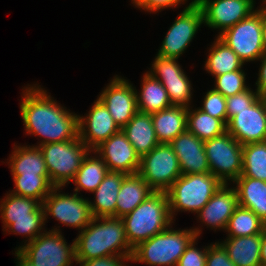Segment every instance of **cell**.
<instances>
[{"label": "cell", "mask_w": 266, "mask_h": 266, "mask_svg": "<svg viewBox=\"0 0 266 266\" xmlns=\"http://www.w3.org/2000/svg\"><path fill=\"white\" fill-rule=\"evenodd\" d=\"M44 89L38 84H28L22 90L20 115L24 130L27 135L42 139L34 146L77 138L79 136V115L57 103Z\"/></svg>", "instance_id": "6da1fadb"}, {"label": "cell", "mask_w": 266, "mask_h": 266, "mask_svg": "<svg viewBox=\"0 0 266 266\" xmlns=\"http://www.w3.org/2000/svg\"><path fill=\"white\" fill-rule=\"evenodd\" d=\"M75 241L76 261L104 256H132L124 228L118 217H93L90 224L78 232Z\"/></svg>", "instance_id": "7a4b0ae2"}, {"label": "cell", "mask_w": 266, "mask_h": 266, "mask_svg": "<svg viewBox=\"0 0 266 266\" xmlns=\"http://www.w3.org/2000/svg\"><path fill=\"white\" fill-rule=\"evenodd\" d=\"M201 233L200 227L174 230L171 224L161 233L135 247L132 262L145 263L149 266H177L186 248Z\"/></svg>", "instance_id": "3957f363"}, {"label": "cell", "mask_w": 266, "mask_h": 266, "mask_svg": "<svg viewBox=\"0 0 266 266\" xmlns=\"http://www.w3.org/2000/svg\"><path fill=\"white\" fill-rule=\"evenodd\" d=\"M121 219L124 222L127 240L133 249L174 224L166 192L152 193Z\"/></svg>", "instance_id": "277c9868"}, {"label": "cell", "mask_w": 266, "mask_h": 266, "mask_svg": "<svg viewBox=\"0 0 266 266\" xmlns=\"http://www.w3.org/2000/svg\"><path fill=\"white\" fill-rule=\"evenodd\" d=\"M1 199L0 213L3 230L14 235H22L26 245L45 230V216L42 204L30 197L7 192Z\"/></svg>", "instance_id": "5b68a950"}, {"label": "cell", "mask_w": 266, "mask_h": 266, "mask_svg": "<svg viewBox=\"0 0 266 266\" xmlns=\"http://www.w3.org/2000/svg\"><path fill=\"white\" fill-rule=\"evenodd\" d=\"M221 185L222 182L210 172L182 174L166 191L173 221L179 211L197 214Z\"/></svg>", "instance_id": "8992f818"}, {"label": "cell", "mask_w": 266, "mask_h": 266, "mask_svg": "<svg viewBox=\"0 0 266 266\" xmlns=\"http://www.w3.org/2000/svg\"><path fill=\"white\" fill-rule=\"evenodd\" d=\"M46 164L50 183L54 187H66L75 177L83 159L91 151L77 138L39 145Z\"/></svg>", "instance_id": "52a82bcc"}, {"label": "cell", "mask_w": 266, "mask_h": 266, "mask_svg": "<svg viewBox=\"0 0 266 266\" xmlns=\"http://www.w3.org/2000/svg\"><path fill=\"white\" fill-rule=\"evenodd\" d=\"M56 227V228H54ZM45 231L18 250L34 266H73L75 259V241L66 242L60 226Z\"/></svg>", "instance_id": "ba28073f"}, {"label": "cell", "mask_w": 266, "mask_h": 266, "mask_svg": "<svg viewBox=\"0 0 266 266\" xmlns=\"http://www.w3.org/2000/svg\"><path fill=\"white\" fill-rule=\"evenodd\" d=\"M210 173L222 183L233 182L242 175L243 145L227 131L204 141ZM229 181V182H228Z\"/></svg>", "instance_id": "9c48e42d"}, {"label": "cell", "mask_w": 266, "mask_h": 266, "mask_svg": "<svg viewBox=\"0 0 266 266\" xmlns=\"http://www.w3.org/2000/svg\"><path fill=\"white\" fill-rule=\"evenodd\" d=\"M244 62L258 61L265 52L262 40V11L257 9L218 36Z\"/></svg>", "instance_id": "30bf717a"}, {"label": "cell", "mask_w": 266, "mask_h": 266, "mask_svg": "<svg viewBox=\"0 0 266 266\" xmlns=\"http://www.w3.org/2000/svg\"><path fill=\"white\" fill-rule=\"evenodd\" d=\"M138 174L155 192H166L182 173L169 144H158L140 159Z\"/></svg>", "instance_id": "8fae6325"}, {"label": "cell", "mask_w": 266, "mask_h": 266, "mask_svg": "<svg viewBox=\"0 0 266 266\" xmlns=\"http://www.w3.org/2000/svg\"><path fill=\"white\" fill-rule=\"evenodd\" d=\"M63 187H53L43 200L45 223L52 216L64 226L74 227L81 232L93 219L89 199H85L74 192L60 193Z\"/></svg>", "instance_id": "7c38bea8"}, {"label": "cell", "mask_w": 266, "mask_h": 266, "mask_svg": "<svg viewBox=\"0 0 266 266\" xmlns=\"http://www.w3.org/2000/svg\"><path fill=\"white\" fill-rule=\"evenodd\" d=\"M202 24L204 21L201 7L192 0L166 32L157 55L178 59L186 51Z\"/></svg>", "instance_id": "4fadbf2b"}, {"label": "cell", "mask_w": 266, "mask_h": 266, "mask_svg": "<svg viewBox=\"0 0 266 266\" xmlns=\"http://www.w3.org/2000/svg\"><path fill=\"white\" fill-rule=\"evenodd\" d=\"M150 71L152 77L159 80L167 91L172 106L189 108L192 103V84L181 68L178 59L155 56Z\"/></svg>", "instance_id": "5bb4252c"}, {"label": "cell", "mask_w": 266, "mask_h": 266, "mask_svg": "<svg viewBox=\"0 0 266 266\" xmlns=\"http://www.w3.org/2000/svg\"><path fill=\"white\" fill-rule=\"evenodd\" d=\"M203 12L204 25L218 30L226 29L247 18L256 10L255 0H195Z\"/></svg>", "instance_id": "9a60e30c"}, {"label": "cell", "mask_w": 266, "mask_h": 266, "mask_svg": "<svg viewBox=\"0 0 266 266\" xmlns=\"http://www.w3.org/2000/svg\"><path fill=\"white\" fill-rule=\"evenodd\" d=\"M113 120L122 129L138 112L136 88L121 76H114L98 95Z\"/></svg>", "instance_id": "2e32d148"}, {"label": "cell", "mask_w": 266, "mask_h": 266, "mask_svg": "<svg viewBox=\"0 0 266 266\" xmlns=\"http://www.w3.org/2000/svg\"><path fill=\"white\" fill-rule=\"evenodd\" d=\"M227 132L241 145L266 141V100L261 96L227 123Z\"/></svg>", "instance_id": "e0dca14e"}, {"label": "cell", "mask_w": 266, "mask_h": 266, "mask_svg": "<svg viewBox=\"0 0 266 266\" xmlns=\"http://www.w3.org/2000/svg\"><path fill=\"white\" fill-rule=\"evenodd\" d=\"M78 129L80 140L90 149L94 150L103 141L121 130L105 105L97 98L84 116H78Z\"/></svg>", "instance_id": "ac0fdd59"}, {"label": "cell", "mask_w": 266, "mask_h": 266, "mask_svg": "<svg viewBox=\"0 0 266 266\" xmlns=\"http://www.w3.org/2000/svg\"><path fill=\"white\" fill-rule=\"evenodd\" d=\"M94 150L106 163L109 171L122 172L126 175L136 174L139 171L141 158L122 129Z\"/></svg>", "instance_id": "d6986e66"}, {"label": "cell", "mask_w": 266, "mask_h": 266, "mask_svg": "<svg viewBox=\"0 0 266 266\" xmlns=\"http://www.w3.org/2000/svg\"><path fill=\"white\" fill-rule=\"evenodd\" d=\"M228 185L230 184L222 183L208 203L197 213L199 222L211 230L225 231L230 217L239 206L234 185L231 188Z\"/></svg>", "instance_id": "ffe728a7"}, {"label": "cell", "mask_w": 266, "mask_h": 266, "mask_svg": "<svg viewBox=\"0 0 266 266\" xmlns=\"http://www.w3.org/2000/svg\"><path fill=\"white\" fill-rule=\"evenodd\" d=\"M169 145L178 158L182 174H203L210 172L204 141L186 130L174 138Z\"/></svg>", "instance_id": "44dd1931"}, {"label": "cell", "mask_w": 266, "mask_h": 266, "mask_svg": "<svg viewBox=\"0 0 266 266\" xmlns=\"http://www.w3.org/2000/svg\"><path fill=\"white\" fill-rule=\"evenodd\" d=\"M125 173L108 171L105 178L92 192L94 202L89 200L93 217H116L117 196Z\"/></svg>", "instance_id": "7402d4cb"}, {"label": "cell", "mask_w": 266, "mask_h": 266, "mask_svg": "<svg viewBox=\"0 0 266 266\" xmlns=\"http://www.w3.org/2000/svg\"><path fill=\"white\" fill-rule=\"evenodd\" d=\"M154 192L138 173L125 175L117 196L116 217L131 213Z\"/></svg>", "instance_id": "603a6c76"}, {"label": "cell", "mask_w": 266, "mask_h": 266, "mask_svg": "<svg viewBox=\"0 0 266 266\" xmlns=\"http://www.w3.org/2000/svg\"><path fill=\"white\" fill-rule=\"evenodd\" d=\"M227 251L235 266H262L261 234L241 237H226L219 242Z\"/></svg>", "instance_id": "cb8c5ba5"}, {"label": "cell", "mask_w": 266, "mask_h": 266, "mask_svg": "<svg viewBox=\"0 0 266 266\" xmlns=\"http://www.w3.org/2000/svg\"><path fill=\"white\" fill-rule=\"evenodd\" d=\"M7 163L12 176L48 175L44 155L39 146L14 145Z\"/></svg>", "instance_id": "d4e9b609"}, {"label": "cell", "mask_w": 266, "mask_h": 266, "mask_svg": "<svg viewBox=\"0 0 266 266\" xmlns=\"http://www.w3.org/2000/svg\"><path fill=\"white\" fill-rule=\"evenodd\" d=\"M188 108L170 106L151 114L154 130L160 144H169L187 130Z\"/></svg>", "instance_id": "484cf974"}, {"label": "cell", "mask_w": 266, "mask_h": 266, "mask_svg": "<svg viewBox=\"0 0 266 266\" xmlns=\"http://www.w3.org/2000/svg\"><path fill=\"white\" fill-rule=\"evenodd\" d=\"M122 131L140 158L160 144L154 130L151 114L137 112L122 128Z\"/></svg>", "instance_id": "4316f807"}, {"label": "cell", "mask_w": 266, "mask_h": 266, "mask_svg": "<svg viewBox=\"0 0 266 266\" xmlns=\"http://www.w3.org/2000/svg\"><path fill=\"white\" fill-rule=\"evenodd\" d=\"M238 205L252 210L266 223V181L250 177H239L234 180Z\"/></svg>", "instance_id": "83f0119b"}, {"label": "cell", "mask_w": 266, "mask_h": 266, "mask_svg": "<svg viewBox=\"0 0 266 266\" xmlns=\"http://www.w3.org/2000/svg\"><path fill=\"white\" fill-rule=\"evenodd\" d=\"M140 88L136 89L138 112L153 114L172 106L162 83L149 73H144Z\"/></svg>", "instance_id": "f1b7e54d"}, {"label": "cell", "mask_w": 266, "mask_h": 266, "mask_svg": "<svg viewBox=\"0 0 266 266\" xmlns=\"http://www.w3.org/2000/svg\"><path fill=\"white\" fill-rule=\"evenodd\" d=\"M91 152L94 156H92ZM108 171L109 169L107 168L106 163L95 150L89 151L72 180L76 186L74 192L77 194L82 190H85L86 192H94L101 184Z\"/></svg>", "instance_id": "f546056e"}, {"label": "cell", "mask_w": 266, "mask_h": 266, "mask_svg": "<svg viewBox=\"0 0 266 266\" xmlns=\"http://www.w3.org/2000/svg\"><path fill=\"white\" fill-rule=\"evenodd\" d=\"M210 46L204 69L214 77L240 70L246 65L218 36Z\"/></svg>", "instance_id": "4dcf8cb0"}, {"label": "cell", "mask_w": 266, "mask_h": 266, "mask_svg": "<svg viewBox=\"0 0 266 266\" xmlns=\"http://www.w3.org/2000/svg\"><path fill=\"white\" fill-rule=\"evenodd\" d=\"M187 130L202 141L220 136L227 131V125L218 118L212 117L199 108H188Z\"/></svg>", "instance_id": "1f68e13d"}, {"label": "cell", "mask_w": 266, "mask_h": 266, "mask_svg": "<svg viewBox=\"0 0 266 266\" xmlns=\"http://www.w3.org/2000/svg\"><path fill=\"white\" fill-rule=\"evenodd\" d=\"M266 223L252 210L238 206L229 219L226 227L227 237H241L262 234Z\"/></svg>", "instance_id": "d6a6232c"}, {"label": "cell", "mask_w": 266, "mask_h": 266, "mask_svg": "<svg viewBox=\"0 0 266 266\" xmlns=\"http://www.w3.org/2000/svg\"><path fill=\"white\" fill-rule=\"evenodd\" d=\"M240 177L266 181V141L243 145Z\"/></svg>", "instance_id": "836d02e7"}, {"label": "cell", "mask_w": 266, "mask_h": 266, "mask_svg": "<svg viewBox=\"0 0 266 266\" xmlns=\"http://www.w3.org/2000/svg\"><path fill=\"white\" fill-rule=\"evenodd\" d=\"M14 189L10 191L13 194L30 197L38 200L41 204L54 187L49 180L48 175L36 176H12Z\"/></svg>", "instance_id": "e575fe53"}, {"label": "cell", "mask_w": 266, "mask_h": 266, "mask_svg": "<svg viewBox=\"0 0 266 266\" xmlns=\"http://www.w3.org/2000/svg\"><path fill=\"white\" fill-rule=\"evenodd\" d=\"M246 74L243 69H240L216 76L214 77L215 83L212 89L221 93L224 97L240 93L249 87L246 84Z\"/></svg>", "instance_id": "d590c367"}, {"label": "cell", "mask_w": 266, "mask_h": 266, "mask_svg": "<svg viewBox=\"0 0 266 266\" xmlns=\"http://www.w3.org/2000/svg\"><path fill=\"white\" fill-rule=\"evenodd\" d=\"M260 97L261 95L250 87L233 96L226 97L227 123L239 111L251 107Z\"/></svg>", "instance_id": "8d00e7d4"}, {"label": "cell", "mask_w": 266, "mask_h": 266, "mask_svg": "<svg viewBox=\"0 0 266 266\" xmlns=\"http://www.w3.org/2000/svg\"><path fill=\"white\" fill-rule=\"evenodd\" d=\"M203 106L198 107L212 117L221 119L227 125L226 97L210 89L203 99Z\"/></svg>", "instance_id": "74e56055"}, {"label": "cell", "mask_w": 266, "mask_h": 266, "mask_svg": "<svg viewBox=\"0 0 266 266\" xmlns=\"http://www.w3.org/2000/svg\"><path fill=\"white\" fill-rule=\"evenodd\" d=\"M196 242H198V237L186 248L179 258L177 266H206L208 246H205L202 250L195 246L198 244Z\"/></svg>", "instance_id": "f35d334b"}, {"label": "cell", "mask_w": 266, "mask_h": 266, "mask_svg": "<svg viewBox=\"0 0 266 266\" xmlns=\"http://www.w3.org/2000/svg\"><path fill=\"white\" fill-rule=\"evenodd\" d=\"M186 1L188 0H131L134 8L155 14L164 9L179 7L186 4Z\"/></svg>", "instance_id": "ab89813d"}, {"label": "cell", "mask_w": 266, "mask_h": 266, "mask_svg": "<svg viewBox=\"0 0 266 266\" xmlns=\"http://www.w3.org/2000/svg\"><path fill=\"white\" fill-rule=\"evenodd\" d=\"M206 266H235L219 241L208 245Z\"/></svg>", "instance_id": "60d3db41"}, {"label": "cell", "mask_w": 266, "mask_h": 266, "mask_svg": "<svg viewBox=\"0 0 266 266\" xmlns=\"http://www.w3.org/2000/svg\"><path fill=\"white\" fill-rule=\"evenodd\" d=\"M125 261L132 262V256H104L75 263L79 266H128Z\"/></svg>", "instance_id": "b9f144b4"}, {"label": "cell", "mask_w": 266, "mask_h": 266, "mask_svg": "<svg viewBox=\"0 0 266 266\" xmlns=\"http://www.w3.org/2000/svg\"><path fill=\"white\" fill-rule=\"evenodd\" d=\"M260 61V68L258 73L257 81L255 82L256 91L261 95H266V50L258 60Z\"/></svg>", "instance_id": "7bdbcfd3"}, {"label": "cell", "mask_w": 266, "mask_h": 266, "mask_svg": "<svg viewBox=\"0 0 266 266\" xmlns=\"http://www.w3.org/2000/svg\"><path fill=\"white\" fill-rule=\"evenodd\" d=\"M261 263L266 266V229L261 234Z\"/></svg>", "instance_id": "ee69618b"}, {"label": "cell", "mask_w": 266, "mask_h": 266, "mask_svg": "<svg viewBox=\"0 0 266 266\" xmlns=\"http://www.w3.org/2000/svg\"><path fill=\"white\" fill-rule=\"evenodd\" d=\"M16 266H34L30 261H28L18 250H15Z\"/></svg>", "instance_id": "f6af8a7d"}, {"label": "cell", "mask_w": 266, "mask_h": 266, "mask_svg": "<svg viewBox=\"0 0 266 266\" xmlns=\"http://www.w3.org/2000/svg\"><path fill=\"white\" fill-rule=\"evenodd\" d=\"M262 40L266 50V16L262 12Z\"/></svg>", "instance_id": "bcb514c9"}, {"label": "cell", "mask_w": 266, "mask_h": 266, "mask_svg": "<svg viewBox=\"0 0 266 266\" xmlns=\"http://www.w3.org/2000/svg\"><path fill=\"white\" fill-rule=\"evenodd\" d=\"M263 2V6L262 4L260 5V7H258L262 12L263 14L266 16V0H262Z\"/></svg>", "instance_id": "7dc6e473"}]
</instances>
